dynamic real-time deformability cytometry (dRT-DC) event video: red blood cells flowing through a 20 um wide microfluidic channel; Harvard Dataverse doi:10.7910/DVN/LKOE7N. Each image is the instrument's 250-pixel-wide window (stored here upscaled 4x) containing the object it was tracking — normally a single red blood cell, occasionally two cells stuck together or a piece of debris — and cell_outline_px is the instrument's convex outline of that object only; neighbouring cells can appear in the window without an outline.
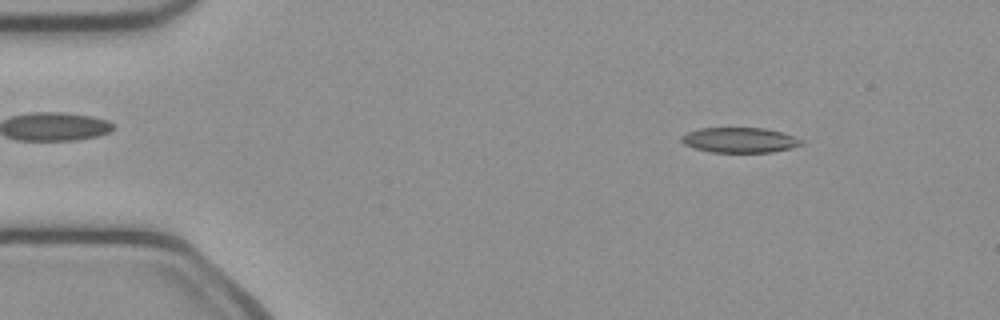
{"species": "common noctule bat (a hibernating species)", "species_latin": "Nyctalus noctula", "temperature_condition": "cold", "stored_images_in_passage": 49, "camera_frame_rate_fps": 3000, "um_per_image_px": 0.085, "animal": {"sex": "female", "body_mass_g": 21.9}, "frame": {"image": 1, "passage_image": 6, "time_ms": 1.667, "image_size_px": [1000, 320], "cell_outline_px": [[804, 144], [772, 152], [712, 152], [696, 148], [684, 144], [680, 140], [680, 136], [688, 132], [700, 128], [764, 128], [780, 132], [804, 140]], "centroid_in_image_um": [62.85, 11.9], "position_along_channel_um": 22.1, "area_um2": 17.4}}
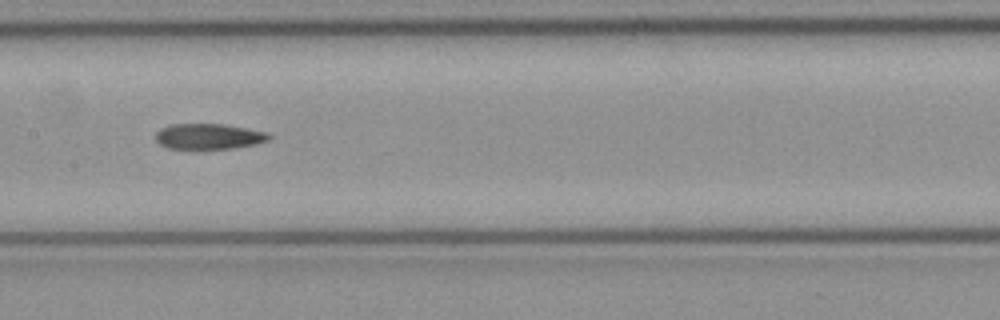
{"frame": {"image": 2, "passage_image": 24, "time_ms": 7.667, "image_size_px": [1000, 320], "cell_outline_px": [[272, 140], [256, 144], [236, 148], [200, 152], [196, 152], [168, 148], [160, 144], [156, 140], [156, 132], [160, 128], [172, 124], [224, 124], [248, 128], [268, 132], [272, 136]], "centroid_in_image_um": [17.77, 11.65], "position_along_channel_um": 189.6, "area_um2": 18.03}}
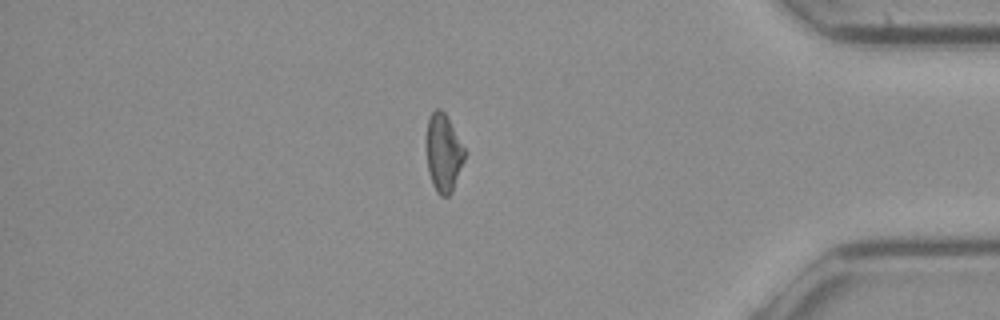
{"frame": {"image": 3, "passage_image": 42, "time_ms": 13.667, "image_size_px": [1000, 320], "cell_outline_px": [[464, 160], [452, 192], [448, 196], [440, 196], [436, 192], [432, 184], [428, 172], [428, 116], [436, 108], [440, 108], [444, 112], [464, 148]], "centroid_in_image_um": [37.7, 13.03], "position_along_channel_um": 397.5, "area_um2": 16.82}}